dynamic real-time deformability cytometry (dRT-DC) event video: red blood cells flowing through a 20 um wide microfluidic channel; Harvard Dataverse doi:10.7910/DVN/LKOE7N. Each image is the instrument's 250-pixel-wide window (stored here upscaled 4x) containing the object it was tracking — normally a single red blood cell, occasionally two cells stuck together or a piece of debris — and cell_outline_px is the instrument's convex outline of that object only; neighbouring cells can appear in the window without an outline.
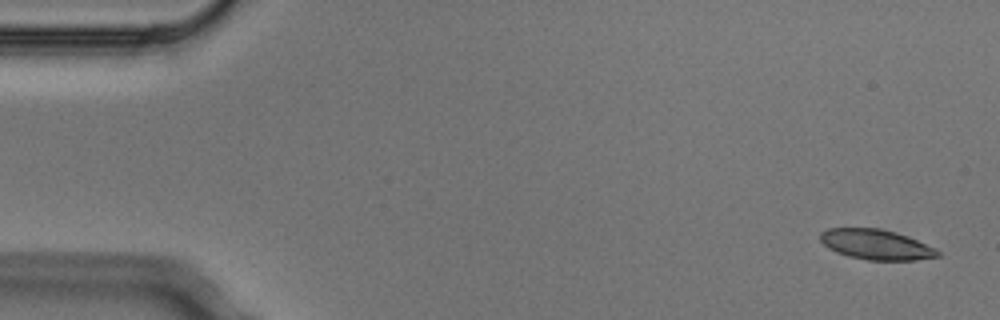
{"species": "Egyptian fruit bat (a non-hibernating species)", "species_latin": "Rousettus aegyptiacus", "temperature_condition": "cold", "stored_images_in_passage": 5, "camera_frame_rate_fps": 3000, "um_per_image_px": 0.085, "animal": {"sex": "male"}, "frame": {"image": 1, "passage_image": 5, "time_ms": 1.333, "image_size_px": [1000, 320], "cell_outline_px": [[940, 256], [916, 260], [868, 260], [848, 256], [836, 252], [828, 248], [820, 240], [820, 232], [828, 228], [880, 228], [896, 232], [908, 236], [936, 248], [940, 252]], "centroid_in_image_um": [74.47, 20.78], "position_along_channel_um": 10.5, "area_um2": 20.75}}